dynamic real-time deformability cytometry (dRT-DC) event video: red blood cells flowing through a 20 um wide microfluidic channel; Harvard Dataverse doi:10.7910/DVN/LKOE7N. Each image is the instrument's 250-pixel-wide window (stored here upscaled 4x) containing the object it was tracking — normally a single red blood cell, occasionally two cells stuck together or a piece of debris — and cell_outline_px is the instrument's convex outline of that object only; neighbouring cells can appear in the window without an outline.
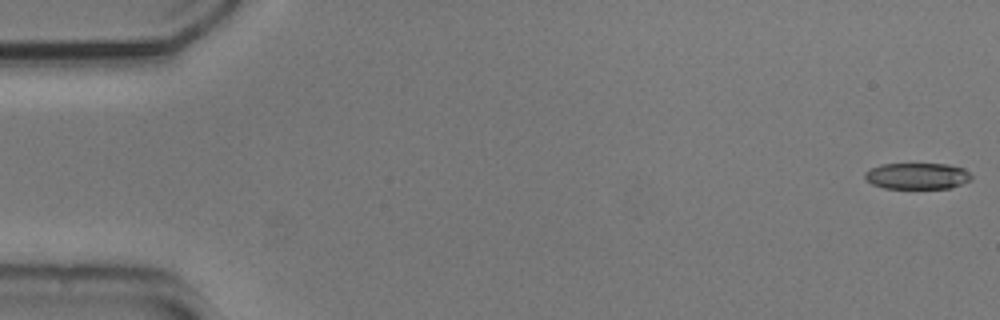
{"species": "common noctule bat (a hibernating species)", "species_latin": "Nyctalus noctula", "temperature_condition": "cold", "stored_images_in_passage": 12, "camera_frame_rate_fps": 3000, "um_per_image_px": 0.085, "animal": {"sex": "male", "body_mass_g": 20.5, "forearm_length_mm": 52.5}, "frame": {"image": 1, "passage_image": 1, "time_ms": 0.0, "image_size_px": [1000, 320], "cell_outline_px": [[972, 180], [948, 188], [884, 188], [872, 184], [864, 176], [864, 172], [880, 164], [948, 164], [964, 168], [972, 176]], "centroid_in_image_um": [77.97, 14.95], "position_along_channel_um": 7.0, "area_um2": 16.24}}